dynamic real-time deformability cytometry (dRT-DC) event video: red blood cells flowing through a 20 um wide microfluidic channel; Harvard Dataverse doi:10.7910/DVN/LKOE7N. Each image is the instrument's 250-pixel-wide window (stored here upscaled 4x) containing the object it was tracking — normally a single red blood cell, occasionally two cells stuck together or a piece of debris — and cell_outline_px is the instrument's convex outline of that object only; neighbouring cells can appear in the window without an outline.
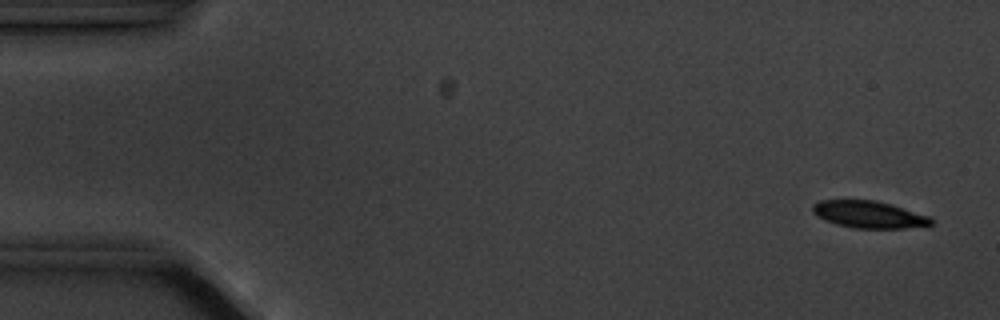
{"species": "common noctule bat (a hibernating species)", "species_latin": "Nyctalus noctula", "temperature_condition": "cold", "stored_images_in_passage": 5, "camera_frame_rate_fps": 3000, "um_per_image_px": 0.085, "animal": {"sex": "male", "body_mass_g": 20.1, "forearm_length_mm": 53.5}, "frame": {"image": 1, "passage_image": 1, "time_ms": 0.0, "image_size_px": [1000, 320], "cell_outline_px": [[932, 224], [928, 228], [852, 228], [836, 224], [824, 220], [816, 216], [812, 212], [812, 204], [820, 200], [876, 200], [892, 204], [928, 216], [932, 220]], "centroid_in_image_um": [73.87, 18.24], "position_along_channel_um": 11.1, "area_um2": 19.02}}
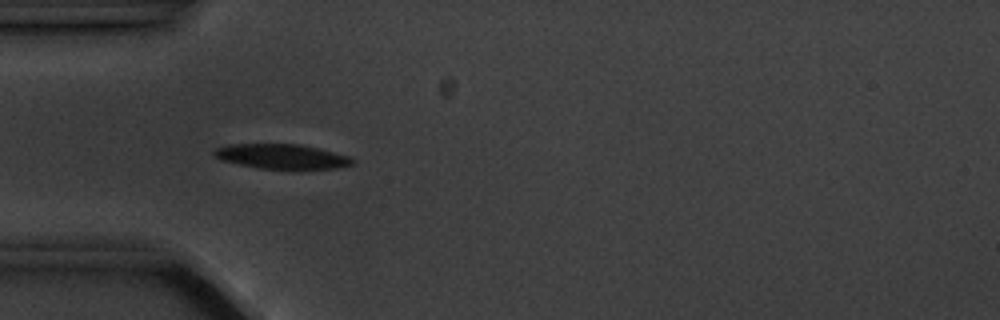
{"frame": {"image": 2, "passage_image": 5, "time_ms": 4.667, "image_size_px": [1000, 320], "cell_outline_px": [[356, 160], [352, 164], [336, 168], [260, 168], [220, 160], [212, 152], [216, 148], [228, 144], [300, 144], [320, 148], [348, 156]], "centroid_in_image_um": [23.94, 13.28], "position_along_channel_um": 61.1, "area_um2": 19.65}}